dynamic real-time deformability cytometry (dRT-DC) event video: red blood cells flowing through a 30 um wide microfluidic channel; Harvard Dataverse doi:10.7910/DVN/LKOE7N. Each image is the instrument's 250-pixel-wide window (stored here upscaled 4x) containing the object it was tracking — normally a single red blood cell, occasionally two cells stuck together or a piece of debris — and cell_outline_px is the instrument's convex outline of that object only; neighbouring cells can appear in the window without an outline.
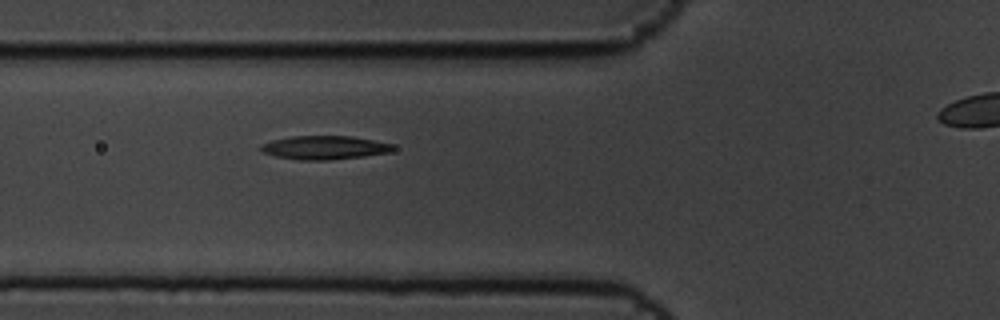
{"species": "common noctule bat (a hibernating species)", "species_latin": "Nyctalus noctula", "temperature_condition": "cold", "stored_images_in_passage": 4, "segment_of_instrument_passage": [1, 2], "camera_frame_rate_fps": 3000, "um_per_image_px": 0.085, "animal": {"sex": "male", "body_mass_g": 19.5, "forearm_length_mm": 54.6}, "frame": {"image": 1, "passage_image": 3, "time_ms": 0.667, "image_size_px": [1000, 320], "cell_outline_px": [[396, 148], [392, 152], [364, 156], [328, 160], [300, 160], [276, 156], [264, 152], [260, 148], [260, 144], [272, 140], [292, 136], [352, 136], [392, 144]], "centroid_in_image_um": [27.6, 12.54], "position_along_channel_um": 98.2, "area_um2": 18.15}}